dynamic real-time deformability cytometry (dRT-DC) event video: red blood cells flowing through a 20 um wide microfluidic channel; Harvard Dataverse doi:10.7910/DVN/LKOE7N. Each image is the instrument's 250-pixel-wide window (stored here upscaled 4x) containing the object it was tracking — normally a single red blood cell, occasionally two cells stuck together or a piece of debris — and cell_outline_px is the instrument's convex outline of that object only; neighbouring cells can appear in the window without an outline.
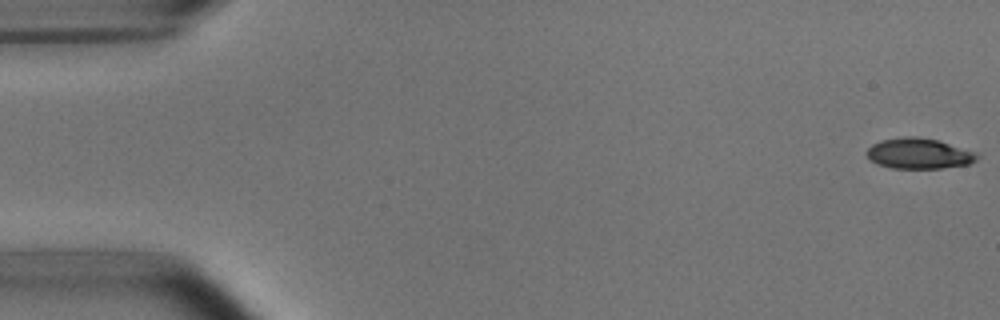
{"species": "common noctule bat (a hibernating species)", "species_latin": "Nyctalus noctula", "temperature_condition": "room temperature", "stored_images_in_passage": 52, "camera_frame_rate_fps": 3000, "um_per_image_px": 0.085, "animal": {"sex": "male", "body_mass_g": 15.6}, "frame": {"image": 1, "passage_image": 1, "time_ms": 0.0, "image_size_px": [1000, 320], "cell_outline_px": [[980, 156], [976, 160], [968, 164], [940, 168], [892, 168], [876, 164], [868, 156], [868, 148], [872, 144], [880, 140], [904, 136], [916, 136], [940, 140], [976, 152]], "centroid_in_image_um": [78.13, 13.03], "position_along_channel_um": 6.9, "area_um2": 19.71}}
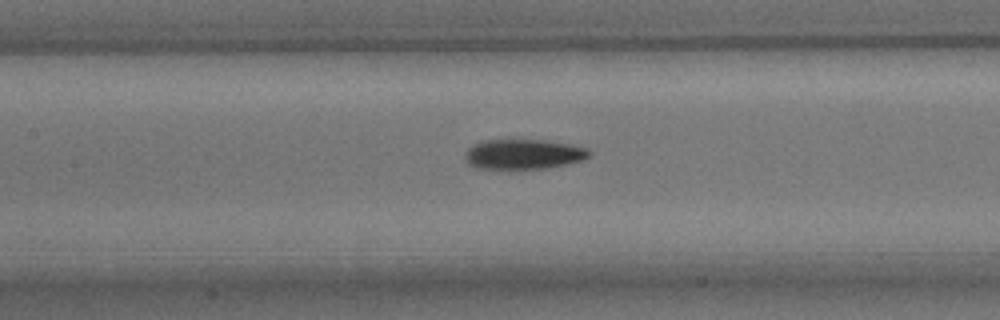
{"frame": {"image": 2, "passage_image": 24, "time_ms": 7.667, "image_size_px": [1000, 320], "cell_outline_px": [[592, 156], [584, 160], [568, 164], [548, 168], [476, 168], [468, 164], [464, 156], [468, 148], [472, 144], [480, 140], [548, 140], [588, 148], [592, 152]], "centroid_in_image_um": [44.53, 13.1], "position_along_channel_um": 162.9, "area_um2": 21.91}}
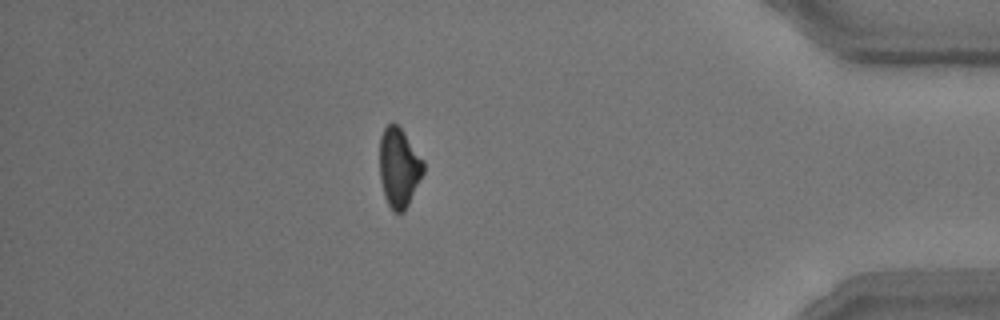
{"frame": {"image": 3, "passage_image": 46, "time_ms": 15.0, "image_size_px": [1000, 320], "cell_outline_px": [[424, 172], [404, 212], [392, 212], [384, 196], [380, 180], [380, 136], [384, 128], [392, 120], [404, 132], [424, 160]], "centroid_in_image_um": [33.91, 14.23], "position_along_channel_um": 401.3, "area_um2": 20.35}, "authors_computed_cell_mechanics": {"area_um2": 21.0392, "velocity_mm_per_s": 3.8128, "shape_relaxation_time_tau1_ms": 2.9992, "shape_relaxation_time_tau2_ms": null, "deformation_change_tau1": 0.1249, "deformation_change_tau2": null}}